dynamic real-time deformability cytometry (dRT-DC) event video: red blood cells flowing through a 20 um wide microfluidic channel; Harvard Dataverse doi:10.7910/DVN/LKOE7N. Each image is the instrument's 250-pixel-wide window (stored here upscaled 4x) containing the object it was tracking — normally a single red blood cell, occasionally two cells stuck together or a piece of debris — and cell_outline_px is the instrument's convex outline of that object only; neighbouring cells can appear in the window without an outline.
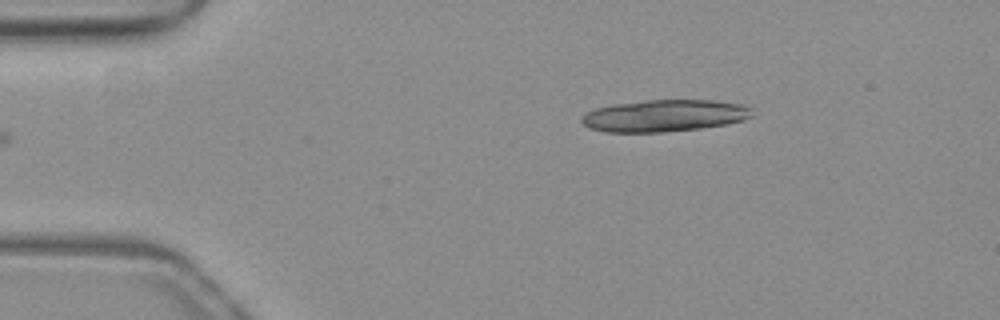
{"species": "common noctule bat (a hibernating species)", "species_latin": "Nyctalus noctula", "temperature_condition": "warm", "stored_images_in_passage": 10, "camera_frame_rate_fps": 3000, "um_per_image_px": 0.085, "animal": {"sex": "female", "body_mass_g": 19.3, "forearm_length_mm": 54.1}, "frame": {"image": 1, "passage_image": 1, "time_ms": 0.0, "image_size_px": [1000, 320], "cell_outline_px": [[752, 116], [744, 120], [724, 124], [700, 128], [664, 132], [604, 132], [592, 128], [584, 124], [580, 120], [580, 116], [596, 108], [612, 104], [648, 100], [712, 100], [744, 104], [752, 108]], "centroid_in_image_um": [56.48, 9.83], "position_along_channel_um": 28.5, "area_um2": 31.73}}